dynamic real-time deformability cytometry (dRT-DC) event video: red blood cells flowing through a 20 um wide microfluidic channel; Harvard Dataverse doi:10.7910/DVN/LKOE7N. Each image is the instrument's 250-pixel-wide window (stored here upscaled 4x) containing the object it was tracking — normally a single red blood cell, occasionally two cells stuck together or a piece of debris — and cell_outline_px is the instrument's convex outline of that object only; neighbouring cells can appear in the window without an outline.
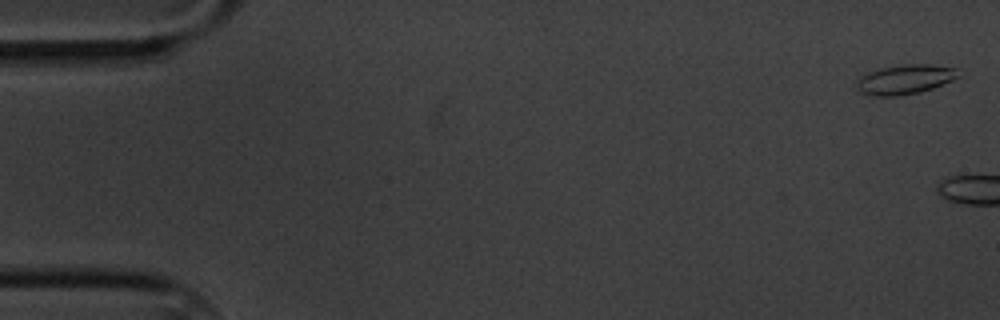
{"species": "common noctule bat (a hibernating species)", "species_latin": "Nyctalus noctula", "temperature_condition": "cold", "stored_images_in_passage": 7, "camera_frame_rate_fps": 3000, "um_per_image_px": 0.085, "animal": {"sex": "male", "body_mass_g": 20.1, "forearm_length_mm": 53.5}, "frame": {"image": 1, "passage_image": 1, "time_ms": 0.0, "image_size_px": [1000, 320], "cell_outline_px": [[960, 76], [952, 80], [932, 88], [920, 92], [900, 96], [872, 96], [860, 92], [856, 88], [852, 80], [868, 72], [880, 68], [904, 64], [932, 64], [956, 68]], "centroid_in_image_um": [76.85, 6.75], "position_along_channel_um": 8.2, "area_um2": 17.86}}